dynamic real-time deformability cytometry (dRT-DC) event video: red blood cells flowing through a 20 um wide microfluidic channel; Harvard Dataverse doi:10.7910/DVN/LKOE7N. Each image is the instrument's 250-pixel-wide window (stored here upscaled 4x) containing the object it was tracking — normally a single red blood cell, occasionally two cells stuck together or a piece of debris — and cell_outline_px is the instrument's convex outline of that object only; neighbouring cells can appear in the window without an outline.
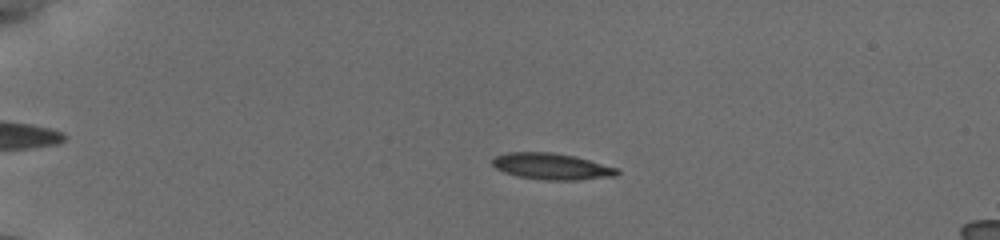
{"species": "common noctule bat (a hibernating species)", "species_latin": "Nyctalus noctula", "temperature_condition": "cold", "stored_images_in_passage": 60, "camera_frame_rate_fps": 3000, "um_per_image_px": 0.085, "animal": {"sex": "female", "body_mass_g": 19.5, "forearm_length_mm": 54.1}, "frame": {"image": 1, "passage_image": 19, "time_ms": 4.333, "image_size_px": [1000, 240], "cell_outline_px": [[620, 172], [616, 176], [576, 180], [544, 180], [516, 176], [504, 172], [496, 168], [492, 164], [492, 160], [496, 156], [508, 152], [552, 152], [576, 156], [616, 168]], "centroid_in_image_um": [46.88, 14.14], "position_along_channel_um": 38.1, "area_um2": 19.13}}
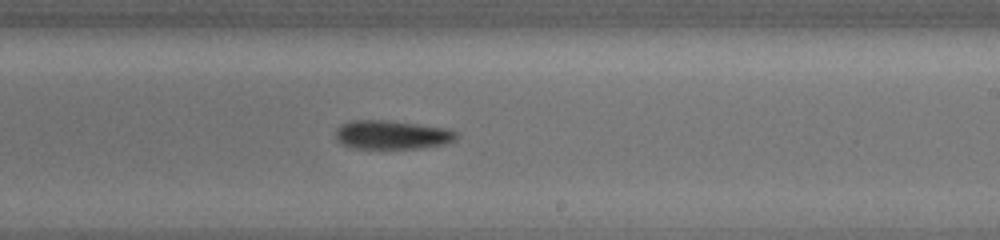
{"frame": {"image": 2, "passage_image": 43, "time_ms": 11.667, "image_size_px": [1000, 240], "cell_outline_px": [[456, 136], [452, 140], [444, 144], [420, 148], [352, 148], [336, 140], [336, 128], [352, 120], [380, 120], [444, 128], [456, 132]], "centroid_in_image_um": [33.25, 11.47], "position_along_channel_um": 255.8, "area_um2": 19.65}}
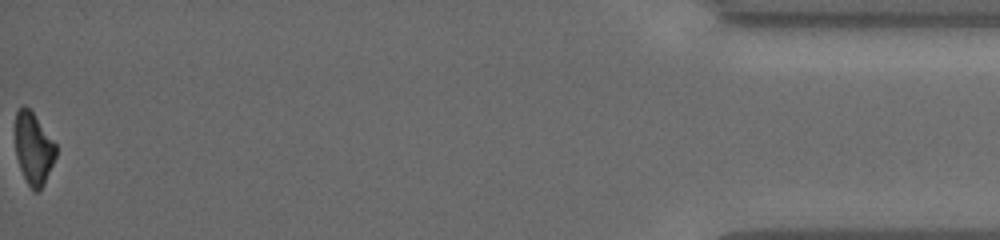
{"frame": {"image": 3, "passage_image": 60, "time_ms": 18.333, "image_size_px": [1000, 240], "cell_outline_px": [[56, 156], [44, 184], [36, 192], [32, 192], [20, 168], [16, 156], [16, 112], [24, 104], [32, 112], [56, 144]], "centroid_in_image_um": [2.85, 12.64], "position_along_channel_um": 432.3, "area_um2": 16.76}, "authors_computed_cell_mechanics": {"area_um2": 18.8428, "velocity_mm_per_s": 3.8432, "shape_relaxation_time_tau1_ms": 2.5085, "shape_relaxation_time_tau2_ms": null, "deformation_change_tau1": 0.1014, "deformation_change_tau2": null}}